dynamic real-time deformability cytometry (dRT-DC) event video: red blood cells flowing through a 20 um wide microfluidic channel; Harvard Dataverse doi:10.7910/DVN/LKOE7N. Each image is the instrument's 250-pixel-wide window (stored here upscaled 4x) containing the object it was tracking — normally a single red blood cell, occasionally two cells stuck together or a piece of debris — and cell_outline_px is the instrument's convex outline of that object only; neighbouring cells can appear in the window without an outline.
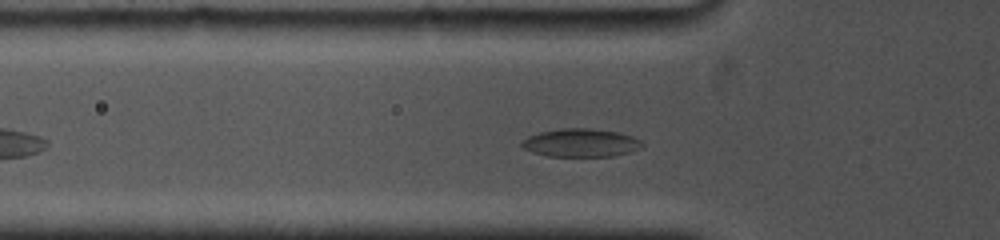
{"species": "common noctule bat (a hibernating species)", "species_latin": "Nyctalus noctula", "temperature_condition": "cold", "stored_images_in_passage": 36, "camera_frame_rate_fps": 5000, "um_per_image_px": 0.085, "animal": {"sex": "female", "body_mass_g": 19.0, "forearm_length_mm": 53.3}, "frame": {"image": 1, "passage_image": 10, "time_ms": 3.0, "image_size_px": [1000, 240], "cell_outline_px": [[644, 144], [640, 148], [628, 152], [612, 156], [548, 156], [532, 152], [524, 148], [520, 144], [528, 136], [540, 132], [560, 128], [588, 128], [616, 132], [632, 136], [640, 140]], "centroid_in_image_um": [49.35, 12.13], "position_along_channel_um": 76.4, "area_um2": 19.59}}
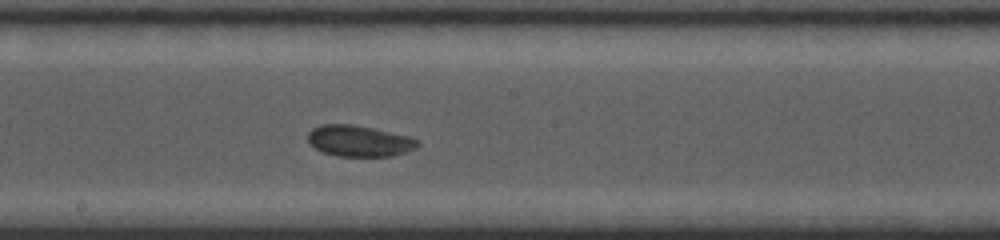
{"frame": {"image": 2, "passage_image": 21, "time_ms": 6.8, "image_size_px": [1000, 240], "cell_outline_px": [[420, 144], [416, 148], [392, 156], [336, 156], [324, 152], [308, 144], [308, 132], [312, 128], [320, 124], [352, 124], [372, 128], [408, 136], [420, 140]], "centroid_in_image_um": [30.51, 11.97], "position_along_channel_um": 217.7, "area_um2": 19.94}}
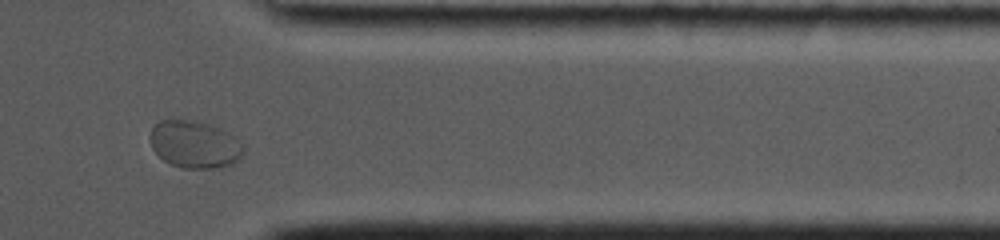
{"frame": {"image": 3, "passage_image": 33, "time_ms": 11.6, "image_size_px": [1000, 240], "cell_outline_px": [[244, 152], [232, 164], [212, 168], [184, 168], [172, 164], [164, 160], [152, 148], [148, 136], [152, 128], [160, 120], [192, 120], [212, 124], [228, 132], [244, 148]], "centroid_in_image_um": [16.51, 12.26], "position_along_channel_um": 394.9, "area_um2": 25.55}}